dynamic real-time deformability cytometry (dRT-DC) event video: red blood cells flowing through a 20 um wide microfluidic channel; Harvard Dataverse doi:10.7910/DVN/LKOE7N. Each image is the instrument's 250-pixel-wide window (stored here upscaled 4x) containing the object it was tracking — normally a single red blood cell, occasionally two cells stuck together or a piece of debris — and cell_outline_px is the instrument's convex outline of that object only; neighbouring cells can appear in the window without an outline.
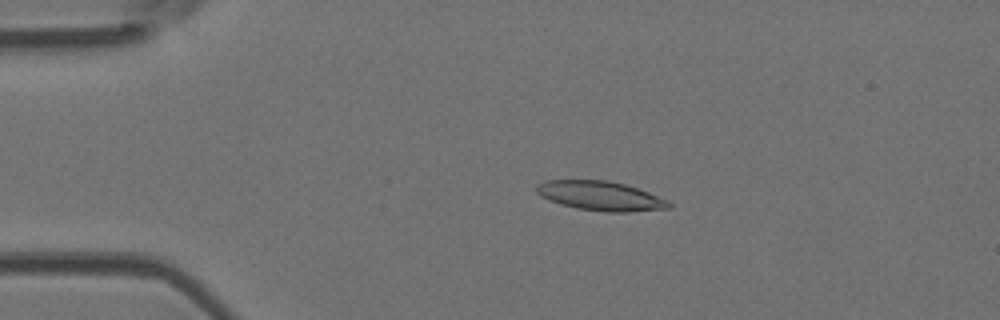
{"species": "Egyptian fruit bat (a non-hibernating species)", "species_latin": "Rousettus aegyptiacus", "temperature_condition": "room temperature", "stored_images_in_passage": 7, "camera_frame_rate_fps": 3000, "um_per_image_px": 0.085, "animal": {"sex": "female"}, "frame": {"image": 1, "passage_image": 3, "time_ms": 3.333, "image_size_px": [1000, 320], "cell_outline_px": [[672, 208], [628, 212], [604, 212], [576, 208], [560, 204], [548, 200], [540, 196], [536, 192], [536, 184], [548, 180], [604, 180], [624, 184], [648, 192], [668, 200], [672, 204]], "centroid_in_image_um": [51.03, 16.66], "position_along_channel_um": 34.0, "area_um2": 22.72}}
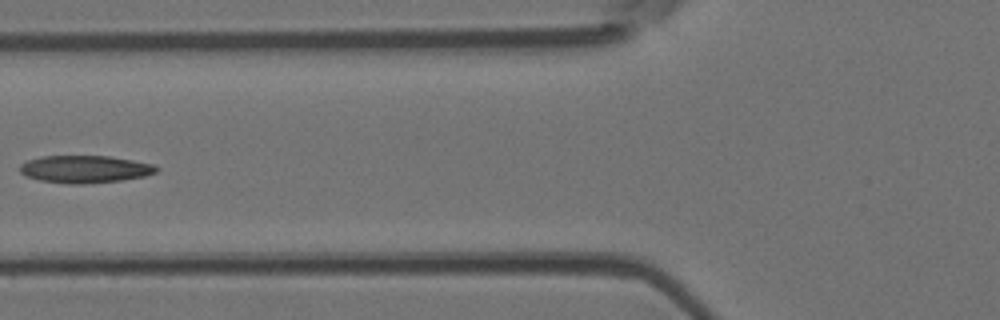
{"frame": {"image": 2, "passage_image": 6, "time_ms": 6.667, "image_size_px": [1000, 320], "cell_outline_px": [[160, 168], [156, 172], [144, 176], [120, 180], [84, 184], [72, 184], [40, 180], [24, 176], [20, 172], [20, 164], [28, 160], [40, 156], [108, 156], [132, 160], [152, 164]], "centroid_in_image_um": [7.19, 14.37], "position_along_channel_um": 118.6, "area_um2": 21.73}}
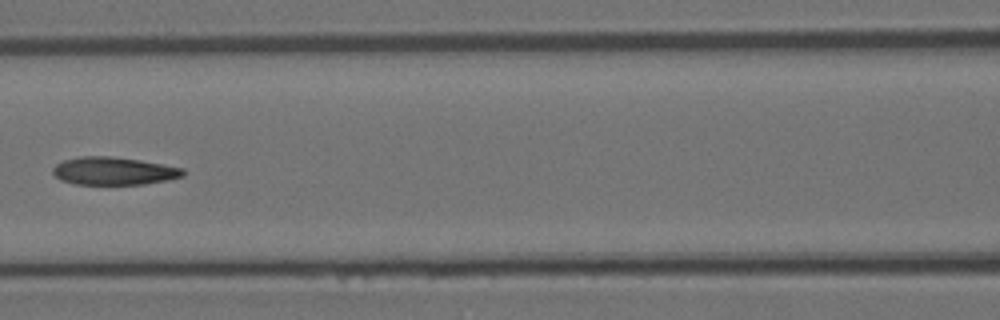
{"frame": {"image": 3, "passage_image": 7, "time_ms": 7.667, "image_size_px": [1000, 320], "cell_outline_px": [[184, 176], [168, 180], [144, 184], [72, 184], [60, 180], [52, 172], [52, 168], [56, 164], [64, 160], [80, 156], [112, 156], [140, 160], [164, 164], [184, 168]], "centroid_in_image_um": [9.67, 14.53], "position_along_channel_um": 156.9, "area_um2": 21.27}}